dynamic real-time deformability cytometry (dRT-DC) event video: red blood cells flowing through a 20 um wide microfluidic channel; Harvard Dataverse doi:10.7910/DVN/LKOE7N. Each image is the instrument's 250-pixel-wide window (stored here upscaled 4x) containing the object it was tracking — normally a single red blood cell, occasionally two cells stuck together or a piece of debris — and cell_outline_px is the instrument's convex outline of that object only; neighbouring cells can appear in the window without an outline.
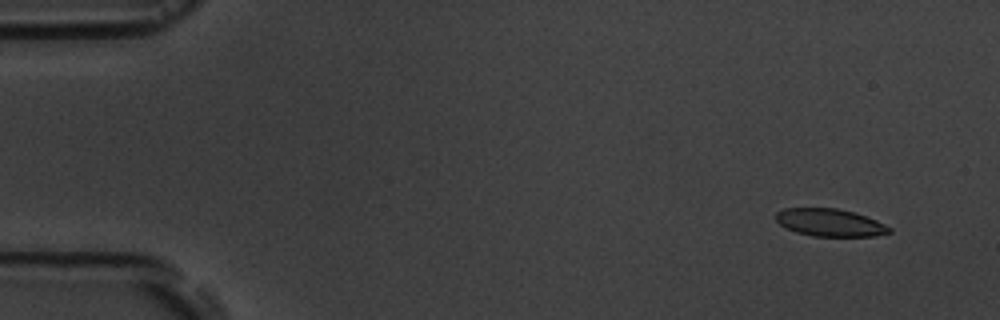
{"species": "common noctule bat (a hibernating species)", "species_latin": "Nyctalus noctula", "temperature_condition": "room temperature", "stored_images_in_passage": 8, "camera_frame_rate_fps": 3000, "um_per_image_px": 0.085, "animal": {"sex": "male", "body_mass_g": 19.5, "forearm_length_mm": 54.6}, "frame": {"image": 1, "passage_image": 1, "time_ms": 0.0, "image_size_px": [1000, 320], "cell_outline_px": [[892, 232], [876, 236], [812, 236], [796, 232], [780, 224], [776, 220], [776, 212], [784, 208], [836, 208], [852, 212], [876, 220], [892, 228]], "centroid_in_image_um": [70.55, 18.92], "position_along_channel_um": 14.5, "area_um2": 18.09}}
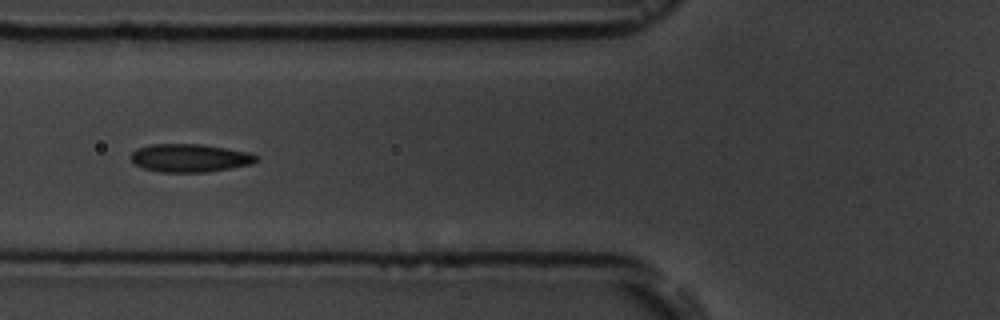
{"frame": {"image": 2, "passage_image": 6, "time_ms": 5.667, "image_size_px": [1000, 320], "cell_outline_px": [[260, 160], [252, 164], [208, 172], [160, 172], [144, 168], [136, 164], [132, 160], [132, 152], [136, 148], [148, 144], [200, 144], [248, 152], [260, 156]], "centroid_in_image_um": [16.17, 13.42], "position_along_channel_um": 109.6, "area_um2": 20.58}}
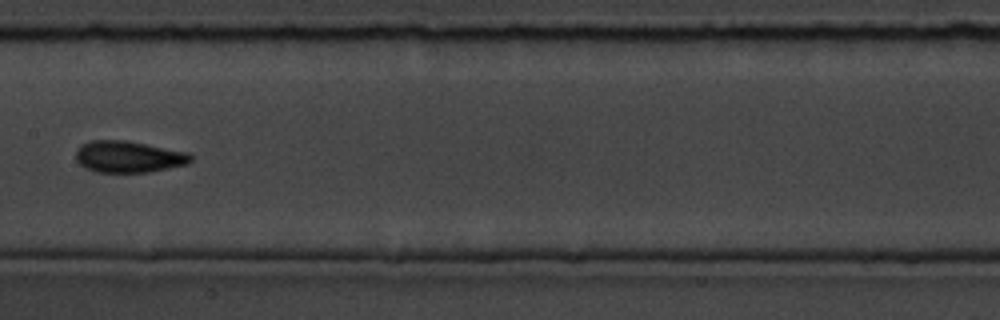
{"frame": {"image": 3, "passage_image": 8, "time_ms": 8.0, "image_size_px": [1000, 320], "cell_outline_px": [[192, 160], [188, 164], [148, 172], [96, 172], [84, 168], [76, 160], [76, 152], [80, 144], [92, 140], [128, 140], [188, 152], [192, 156]], "centroid_in_image_um": [10.91, 13.31], "position_along_channel_um": 196.5, "area_um2": 21.33}}